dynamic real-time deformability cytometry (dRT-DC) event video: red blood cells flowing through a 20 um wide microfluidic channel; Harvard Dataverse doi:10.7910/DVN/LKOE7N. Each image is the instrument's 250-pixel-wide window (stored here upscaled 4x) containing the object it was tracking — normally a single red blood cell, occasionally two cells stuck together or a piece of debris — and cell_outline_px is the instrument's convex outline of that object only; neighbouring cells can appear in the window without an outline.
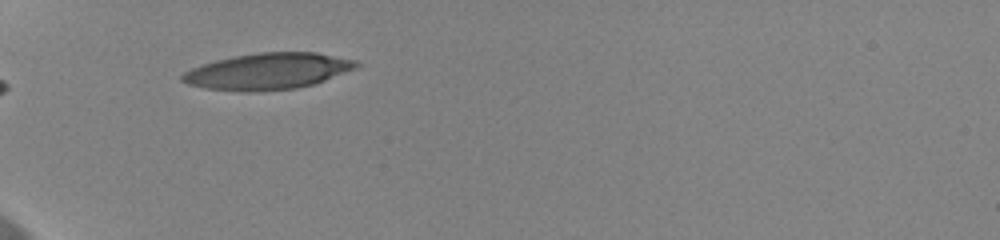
{"species": "human", "species_latin": "Homo sapiens", "temperature_condition": "cold", "stored_images_in_passage": 5, "camera_frame_rate_fps": 3000, "um_per_image_px": 0.085, "donor": {"sex": "female"}, "frame": {"image": 1, "passage_image": 1, "time_ms": 0.0, "image_size_px": [1000, 240], "cell_outline_px": [[360, 64], [356, 68], [324, 80], [312, 84], [296, 88], [252, 92], [244, 92], [204, 88], [188, 84], [180, 80], [180, 76], [184, 72], [192, 68], [216, 60], [236, 56], [260, 52], [316, 52], [356, 60]], "centroid_in_image_um": [22.75, 6.06], "position_along_channel_um": 62.2, "area_um2": 36.65}}